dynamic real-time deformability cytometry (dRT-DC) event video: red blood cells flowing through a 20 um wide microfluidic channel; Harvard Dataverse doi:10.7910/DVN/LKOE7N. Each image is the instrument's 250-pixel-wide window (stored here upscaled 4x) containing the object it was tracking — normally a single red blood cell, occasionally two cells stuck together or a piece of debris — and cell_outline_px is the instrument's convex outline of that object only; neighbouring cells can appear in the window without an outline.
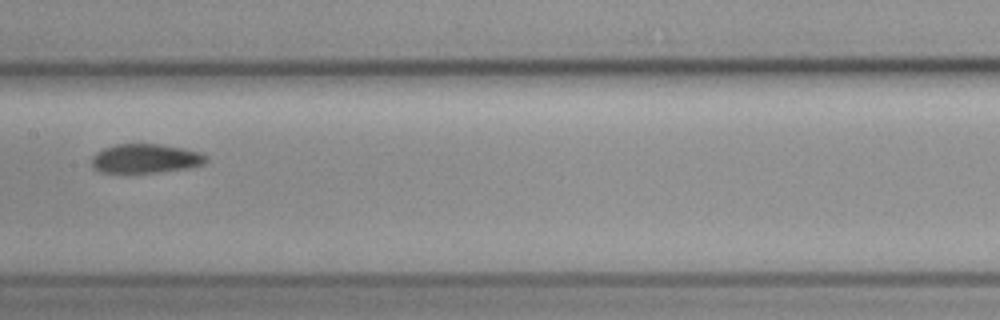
{"species": "common noctule bat (a hibernating species)", "species_latin": "Nyctalus noctula", "temperature_condition": "cold", "stored_images_in_passage": 8, "camera_frame_rate_fps": 3000, "um_per_image_px": 0.085, "animal": {"sex": "female", "body_mass_g": 19.3, "forearm_length_mm": 54.1}, "frame": {"image": 1, "passage_image": 5, "time_ms": 4.667, "image_size_px": [1000, 320], "cell_outline_px": [[208, 160], [204, 164], [192, 168], [160, 172], [96, 172], [92, 168], [92, 156], [96, 152], [112, 144], [160, 144], [200, 152], [208, 156]], "centroid_in_image_um": [12.37, 13.48], "position_along_channel_um": 195.0, "area_um2": 19.65}}
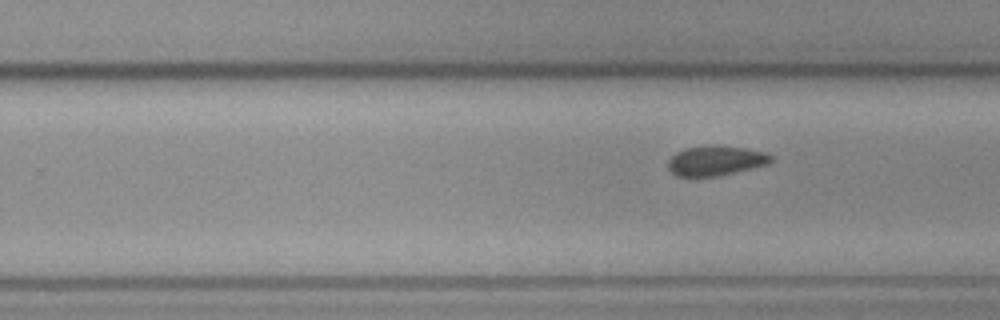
{"frame": {"image": 2, "passage_image": 8, "time_ms": 9.333, "image_size_px": [1000, 320], "cell_outline_px": [[772, 160], [768, 164], [752, 168], [716, 176], [676, 176], [668, 168], [668, 160], [676, 152], [684, 148], [716, 144], [744, 148], [764, 152], [772, 156]], "centroid_in_image_um": [60.81, 13.64], "position_along_channel_um": 269.0, "area_um2": 17.86}}